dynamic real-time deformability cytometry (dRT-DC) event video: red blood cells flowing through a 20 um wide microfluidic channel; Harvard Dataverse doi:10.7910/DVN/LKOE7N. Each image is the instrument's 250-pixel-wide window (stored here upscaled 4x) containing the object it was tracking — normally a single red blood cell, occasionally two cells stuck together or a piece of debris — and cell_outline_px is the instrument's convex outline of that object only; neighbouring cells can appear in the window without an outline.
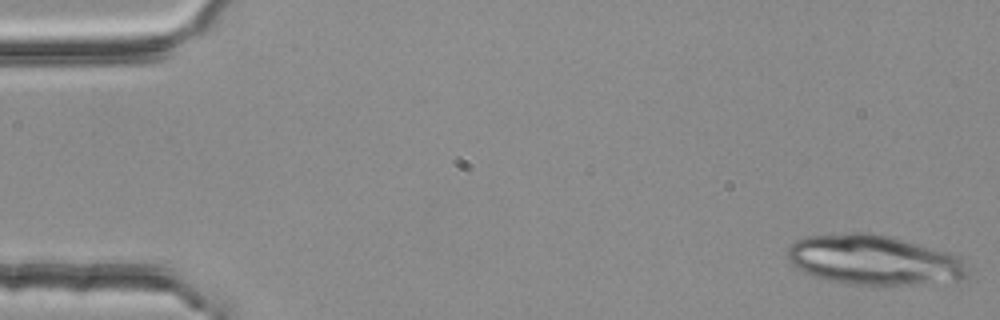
{"species": "common noctule bat (a hibernating species)", "species_latin": "Nyctalus noctula", "temperature_condition": "room temperature", "stored_images_in_passage": 4, "camera_frame_rate_fps": 3000, "um_per_image_px": 0.085, "animal": {"sex": "female", "body_mass_g": 25.1}, "frame": {"image": 1, "passage_image": 1, "time_ms": 0.0, "image_size_px": [1000, 320], "cell_outline_px": [[972, 276], [960, 280], [924, 284], [884, 288], [848, 284], [816, 276], [804, 272], [792, 264], [788, 260], [788, 248], [796, 240], [804, 236], [852, 232], [868, 232], [888, 236], [964, 256]], "centroid_in_image_um": [74.39, 22.14], "position_along_channel_um": 10.6, "area_um2": 53.7}}